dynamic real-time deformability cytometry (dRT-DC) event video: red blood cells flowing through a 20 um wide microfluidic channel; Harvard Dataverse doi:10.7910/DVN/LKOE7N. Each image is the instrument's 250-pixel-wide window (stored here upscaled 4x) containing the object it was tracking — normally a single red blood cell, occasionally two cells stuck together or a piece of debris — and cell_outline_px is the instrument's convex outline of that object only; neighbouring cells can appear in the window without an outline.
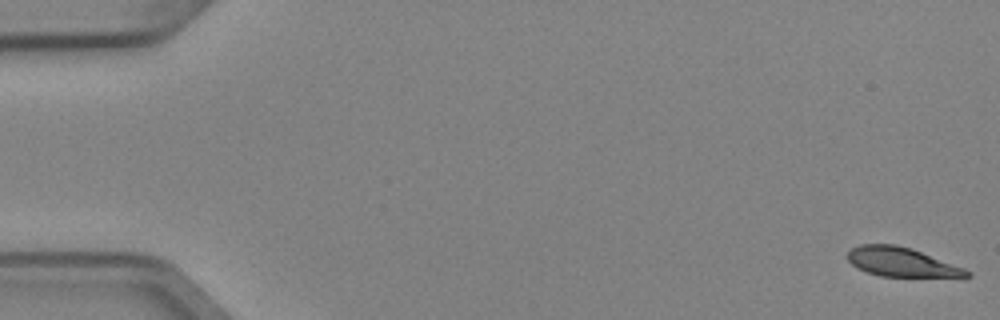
{"species": "Egyptian fruit bat (a non-hibernating species)", "species_latin": "Rousettus aegyptiacus", "temperature_condition": "cold", "stored_images_in_passage": 5, "camera_frame_rate_fps": 3000, "um_per_image_px": 0.085, "animal": {"sex": "female"}, "frame": {"image": 1, "passage_image": 1, "time_ms": 0.0, "image_size_px": [1000, 320], "cell_outline_px": [[972, 276], [964, 280], [880, 276], [856, 268], [848, 260], [848, 252], [852, 248], [860, 244], [896, 244], [912, 248], [964, 268], [972, 272]], "centroid_in_image_um": [76.8, 22.34], "position_along_channel_um": 8.2, "area_um2": 21.33}}
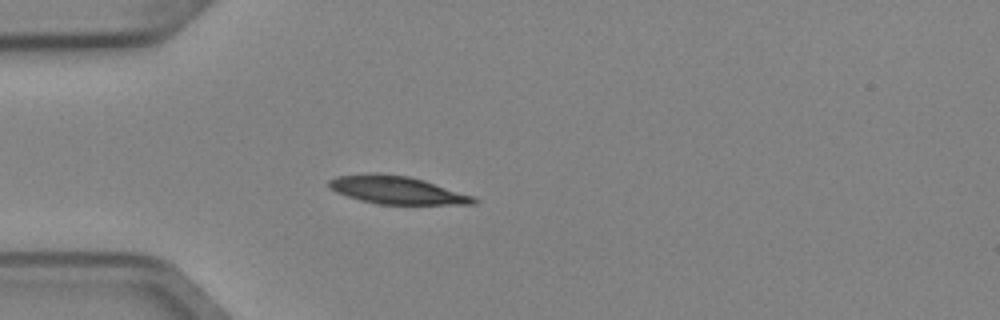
{"frame": {"image": 2, "passage_image": 5, "time_ms": 1.333, "image_size_px": [1000, 320], "cell_outline_px": [[480, 200], [476, 204], [380, 204], [360, 200], [336, 192], [328, 188], [328, 180], [336, 176], [408, 176], [424, 180], [476, 196]], "centroid_in_image_um": [33.85, 16.21], "position_along_channel_um": 51.1, "area_um2": 22.72}}